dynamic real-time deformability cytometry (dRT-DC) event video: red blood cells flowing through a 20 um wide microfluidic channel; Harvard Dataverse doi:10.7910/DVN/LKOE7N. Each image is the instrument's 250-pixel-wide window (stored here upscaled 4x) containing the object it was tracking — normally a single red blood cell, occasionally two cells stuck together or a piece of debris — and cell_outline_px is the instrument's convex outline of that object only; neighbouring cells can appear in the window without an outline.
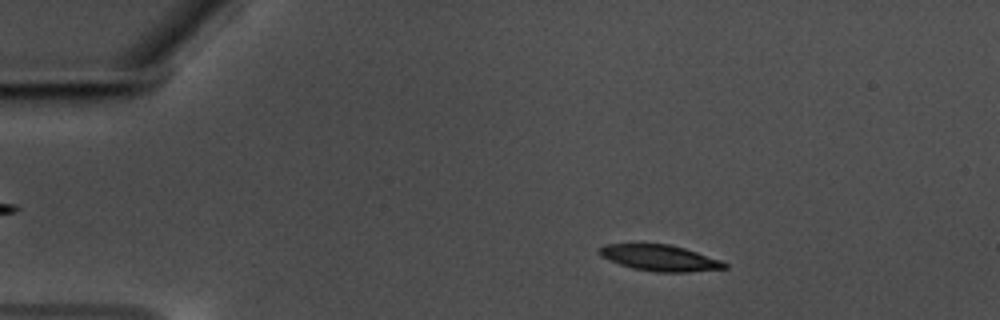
{"species": "common noctule bat (a hibernating species)", "species_latin": "Nyctalus noctula", "temperature_condition": "warm", "stored_images_in_passage": 58, "camera_frame_rate_fps": 3000, "um_per_image_px": 0.085, "animal": {"sex": "male", "body_mass_g": 17.5, "forearm_length_mm": 52.3}, "frame": {"image": 1, "passage_image": 10, "time_ms": 3.0, "image_size_px": [1000, 320], "cell_outline_px": [[728, 268], [688, 272], [656, 272], [632, 268], [620, 264], [600, 256], [596, 252], [596, 248], [604, 244], [668, 244], [684, 248], [720, 260], [728, 264]], "centroid_in_image_um": [56.03, 21.92], "position_along_channel_um": 29.0, "area_um2": 19.02}}
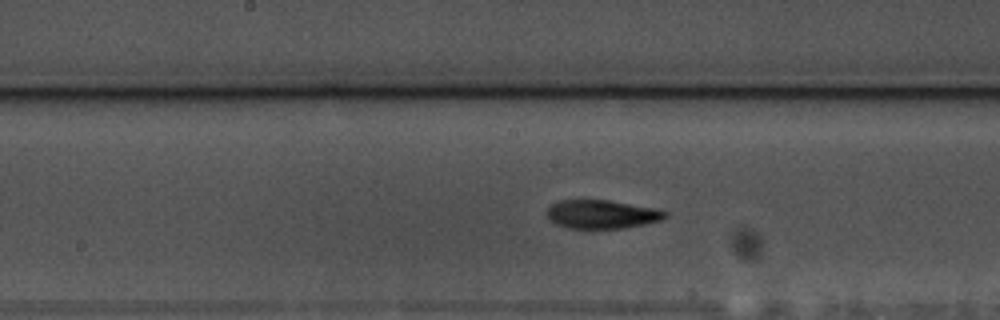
{"frame": {"image": 2, "passage_image": 30, "time_ms": 9.667, "image_size_px": [1000, 320], "cell_outline_px": [[668, 216], [660, 220], [644, 224], [624, 228], [592, 232], [568, 228], [556, 224], [548, 220], [548, 208], [552, 204], [560, 200], [608, 200], [660, 208], [668, 212]], "centroid_in_image_um": [51.17, 18.25], "position_along_channel_um": 197.0, "area_um2": 20.63}}
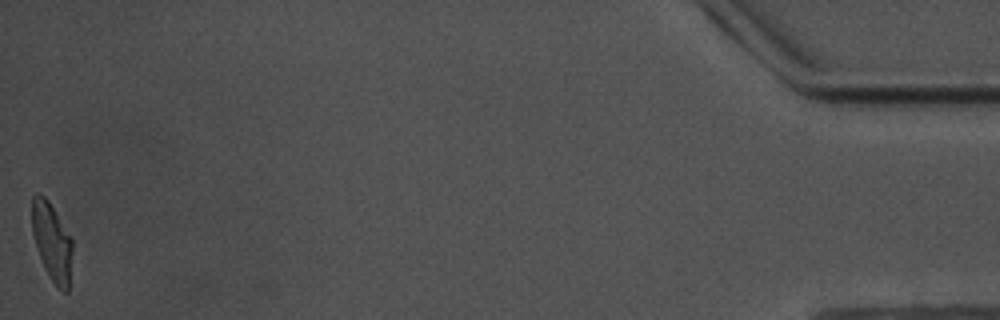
{"frame": {"image": 3, "passage_image": 58, "time_ms": 19.0, "image_size_px": [1000, 320], "cell_outline_px": [[72, 252], [68, 292], [64, 292], [56, 288], [40, 256], [32, 232], [32, 196], [36, 192], [44, 196], [48, 200], [72, 240]], "centroid_in_image_um": [4.41, 20.54], "position_along_channel_um": 430.8, "area_um2": 17.92}, "authors_computed_cell_mechanics": {"area_um2": 19.6231, "velocity_mm_per_s": 3.5143, "shape_relaxation_time_tau1_ms": 3.8503, "shape_relaxation_time_tau2_ms": 2.4311, "deformation_change_tau1": 0.1551, "deformation_change_tau2": 0.0858}}